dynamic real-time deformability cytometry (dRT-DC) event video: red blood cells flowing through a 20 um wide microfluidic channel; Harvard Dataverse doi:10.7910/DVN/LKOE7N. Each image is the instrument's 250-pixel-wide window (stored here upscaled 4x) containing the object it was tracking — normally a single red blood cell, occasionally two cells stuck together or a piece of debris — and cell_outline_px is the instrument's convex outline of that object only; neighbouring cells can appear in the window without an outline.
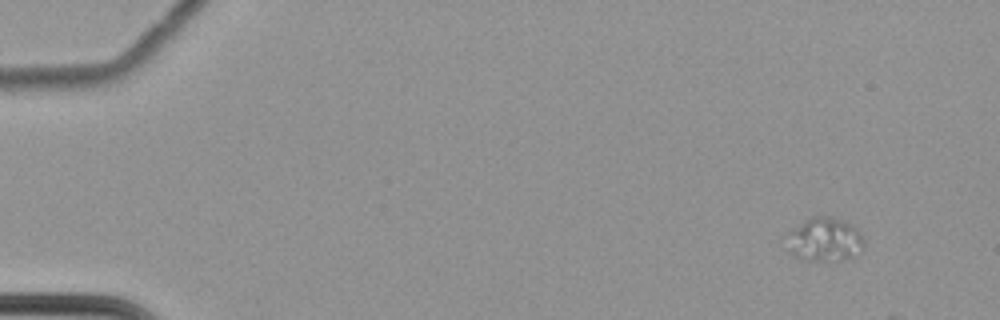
{"species": "common noctule bat (a hibernating species)", "species_latin": "Nyctalus noctula", "temperature_condition": "cold", "stored_images_in_passage": 9, "camera_frame_rate_fps": 3000, "um_per_image_px": 0.085, "animal": {"sex": "female", "body_mass_g": 22.7, "forearm_length_mm": 54.2}, "frame": {"image": 1, "passage_image": 1, "time_ms": 0.0, "image_size_px": [1000, 320], "cell_outline_px": [[864, 244], [860, 252], [852, 256], [840, 260], [808, 260], [796, 256], [788, 252], [788, 232], [812, 216], [832, 216], [852, 224], [860, 232], [864, 240]], "centroid_in_image_um": [70.11, 20.34], "position_along_channel_um": 14.9, "area_um2": 19.54}}